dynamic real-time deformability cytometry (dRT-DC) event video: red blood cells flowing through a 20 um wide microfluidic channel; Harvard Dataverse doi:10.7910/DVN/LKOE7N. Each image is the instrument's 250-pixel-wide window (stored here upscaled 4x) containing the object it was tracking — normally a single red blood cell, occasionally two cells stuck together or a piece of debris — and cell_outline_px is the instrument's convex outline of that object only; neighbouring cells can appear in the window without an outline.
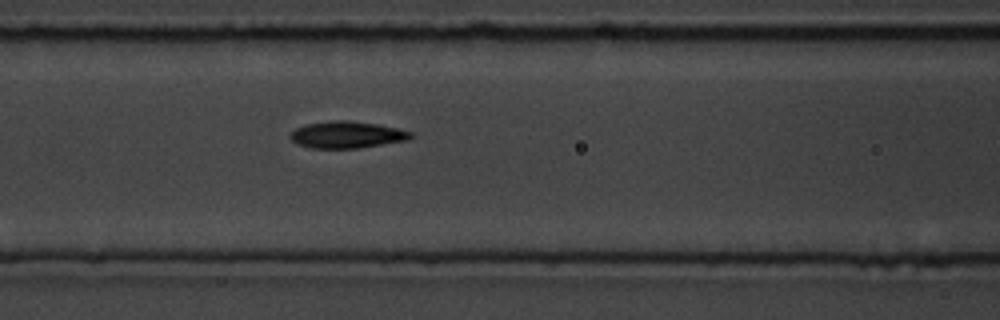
{"species": "common noctule bat (a hibernating species)", "species_latin": "Nyctalus noctula", "temperature_condition": "room temperature", "stored_images_in_passage": 6, "camera_frame_rate_fps": 3000, "um_per_image_px": 0.085, "animal": {"sex": "male", "body_mass_g": 19.5, "forearm_length_mm": 54.6}, "frame": {"image": 1, "passage_image": 6, "time_ms": 6.667, "image_size_px": [1000, 320], "cell_outline_px": [[412, 136], [404, 140], [356, 148], [312, 148], [296, 144], [288, 136], [296, 128], [304, 124], [332, 120], [348, 120], [376, 124], [396, 128], [412, 132]], "centroid_in_image_um": [29.4, 11.44], "position_along_channel_um": 137.2, "area_um2": 18.55}}